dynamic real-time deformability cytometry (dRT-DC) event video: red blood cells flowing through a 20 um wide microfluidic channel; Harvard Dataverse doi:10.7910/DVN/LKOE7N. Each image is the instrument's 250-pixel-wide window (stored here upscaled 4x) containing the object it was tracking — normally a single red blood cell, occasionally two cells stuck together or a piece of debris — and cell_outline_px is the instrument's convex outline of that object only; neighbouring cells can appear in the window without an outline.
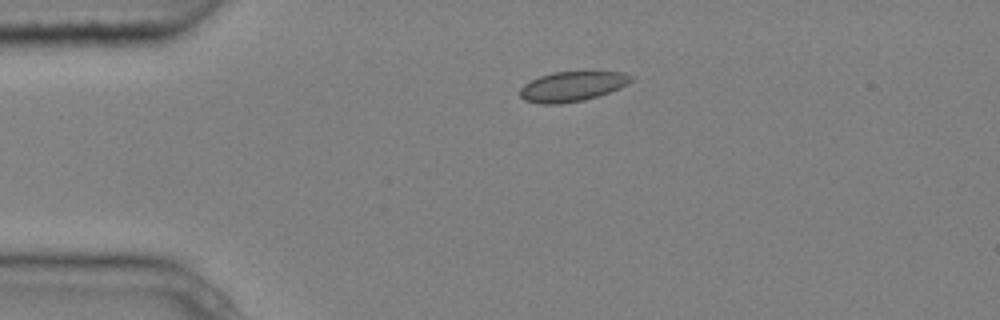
{"species": "common noctule bat (a hibernating species)", "species_latin": "Nyctalus noctula", "temperature_condition": "cold", "stored_images_in_passage": 3, "segment_of_instrument_passage": [1, 2], "camera_frame_rate_fps": 3000, "um_per_image_px": 0.085, "animal": {"sex": "male", "body_mass_g": 20.4}, "frame": {"image": 1, "passage_image": 1, "time_ms": 0.0, "image_size_px": [1000, 320], "cell_outline_px": [[632, 80], [628, 84], [620, 88], [584, 100], [560, 104], [540, 104], [524, 100], [520, 96], [520, 88], [524, 84], [540, 76], [552, 72], [620, 72], [632, 76]], "centroid_in_image_um": [48.6, 7.35], "position_along_channel_um": 36.4, "area_um2": 19.19}}